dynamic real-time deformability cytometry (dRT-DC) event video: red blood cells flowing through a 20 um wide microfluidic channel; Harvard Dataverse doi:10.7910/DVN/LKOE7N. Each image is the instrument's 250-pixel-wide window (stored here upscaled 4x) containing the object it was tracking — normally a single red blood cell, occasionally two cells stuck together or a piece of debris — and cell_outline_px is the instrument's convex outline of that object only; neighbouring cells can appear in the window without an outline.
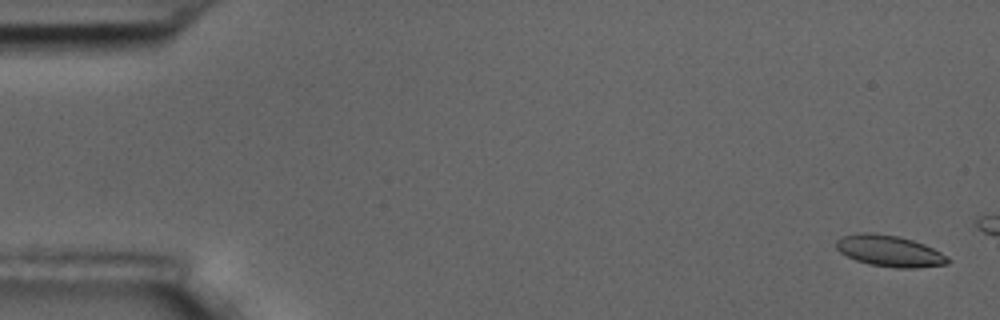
{"species": "common noctule bat (a hibernating species)", "species_latin": "Nyctalus noctula", "temperature_condition": "room temperature", "stored_images_in_passage": 11, "camera_frame_rate_fps": 3000, "um_per_image_px": 0.085, "animal": {"sex": "male", "body_mass_g": 17.5, "forearm_length_mm": 52.3}, "frame": {"image": 1, "passage_image": 2, "time_ms": 0.333, "image_size_px": [1000, 320], "cell_outline_px": [[952, 260], [948, 264], [916, 268], [896, 268], [868, 264], [856, 260], [840, 252], [836, 248], [836, 240], [844, 236], [860, 232], [876, 232], [900, 236], [924, 244], [940, 252]], "centroid_in_image_um": [75.62, 21.33], "position_along_channel_um": 9.4, "area_um2": 20.46}}